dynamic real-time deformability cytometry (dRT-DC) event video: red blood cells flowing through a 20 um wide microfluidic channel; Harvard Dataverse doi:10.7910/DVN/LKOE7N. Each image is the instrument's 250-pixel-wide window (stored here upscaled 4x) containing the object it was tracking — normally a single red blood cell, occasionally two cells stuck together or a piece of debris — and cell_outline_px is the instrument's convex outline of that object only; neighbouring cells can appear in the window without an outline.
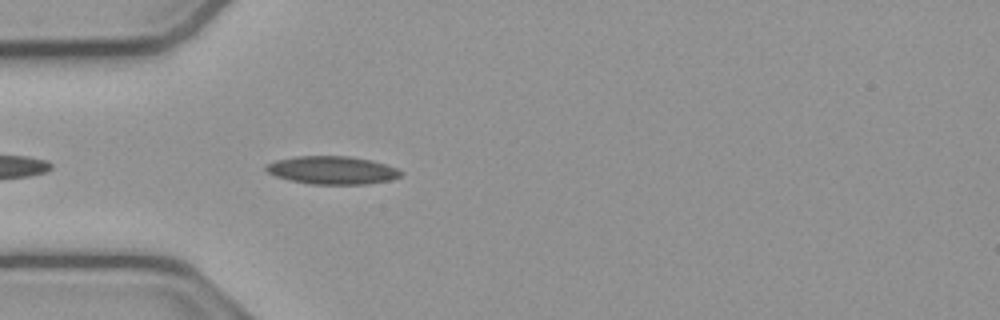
{"species": "common noctule bat (a hibernating species)", "species_latin": "Nyctalus noctula", "temperature_condition": "cold", "stored_images_in_passage": 9, "camera_frame_rate_fps": 3000, "um_per_image_px": 0.085, "animal": {"sex": "male", "body_mass_g": 23.1, "forearm_length_mm": 52.7}, "frame": {"image": 1, "passage_image": 3, "time_ms": 0.667, "image_size_px": [1000, 320], "cell_outline_px": [[404, 172], [400, 176], [388, 180], [364, 184], [312, 184], [292, 180], [276, 176], [268, 172], [264, 168], [264, 164], [276, 160], [296, 156], [348, 156], [372, 160], [396, 168]], "centroid_in_image_um": [28.21, 14.45], "position_along_channel_um": 56.8, "area_um2": 21.85}}